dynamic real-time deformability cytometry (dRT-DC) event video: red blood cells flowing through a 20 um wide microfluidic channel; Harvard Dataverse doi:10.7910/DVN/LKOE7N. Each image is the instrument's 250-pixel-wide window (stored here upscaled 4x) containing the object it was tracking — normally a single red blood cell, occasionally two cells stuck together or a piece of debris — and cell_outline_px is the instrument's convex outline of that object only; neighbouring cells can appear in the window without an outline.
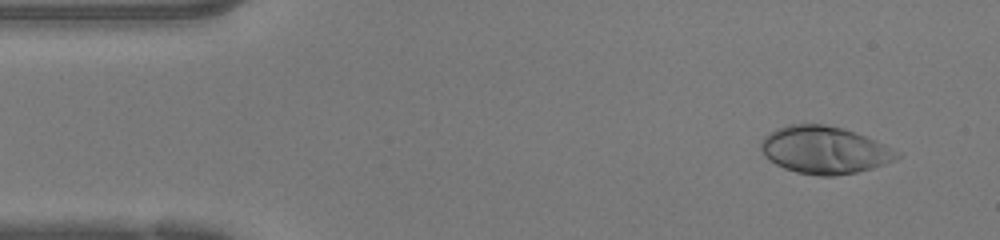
{"species": "human", "species_latin": "Homo sapiens", "temperature_condition": "warm", "stored_images_in_passage": 46, "camera_frame_rate_fps": 3000, "um_per_image_px": 0.085, "donor": {"sex": "female"}, "frame": {"image": 1, "passage_image": 3, "time_ms": 0.667, "image_size_px": [1000, 240], "cell_outline_px": [[900, 156], [896, 160], [872, 168], [856, 172], [836, 176], [820, 176], [796, 172], [784, 168], [776, 164], [764, 156], [760, 148], [760, 144], [764, 136], [776, 128], [788, 124], [824, 124], [844, 128], [884, 144], [900, 152]], "centroid_in_image_um": [70.06, 12.75], "position_along_channel_um": 14.9, "area_um2": 37.63}}
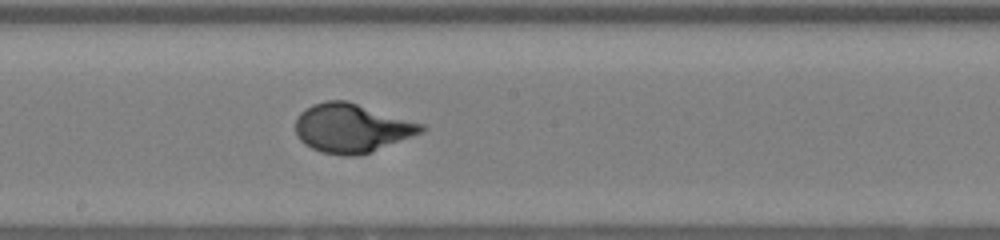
{"frame": {"image": 2, "passage_image": 24, "time_ms": 7.667, "image_size_px": [1000, 240], "cell_outline_px": [[428, 128], [424, 132], [368, 152], [356, 156], [344, 156], [320, 152], [304, 144], [296, 136], [296, 120], [300, 112], [312, 104], [324, 100], [348, 100], [424, 124]], "centroid_in_image_um": [29.88, 10.87], "position_along_channel_um": 218.3, "area_um2": 35.95}}
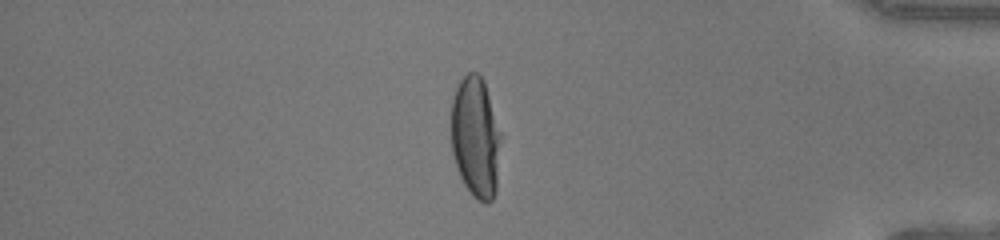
{"frame": {"image": 3, "passage_image": 39, "time_ms": 12.667, "image_size_px": [1000, 240], "cell_outline_px": [[504, 136], [496, 192], [492, 200], [488, 204], [484, 204], [472, 196], [464, 184], [456, 168], [452, 152], [452, 96], [460, 80], [468, 72], [476, 72], [484, 80]], "centroid_in_image_um": [40.49, 11.7], "position_along_channel_um": 394.7, "area_um2": 36.36}, "authors_computed_cell_mechanics": {"area_um2": 35.6626, "velocity_mm_per_s": 4.2558, "shape_relaxation_time_tau1_ms": 4.5694, "shape_relaxation_time_tau2_ms": null, "deformation_change_tau1": 0.2613, "deformation_change_tau2": null}}